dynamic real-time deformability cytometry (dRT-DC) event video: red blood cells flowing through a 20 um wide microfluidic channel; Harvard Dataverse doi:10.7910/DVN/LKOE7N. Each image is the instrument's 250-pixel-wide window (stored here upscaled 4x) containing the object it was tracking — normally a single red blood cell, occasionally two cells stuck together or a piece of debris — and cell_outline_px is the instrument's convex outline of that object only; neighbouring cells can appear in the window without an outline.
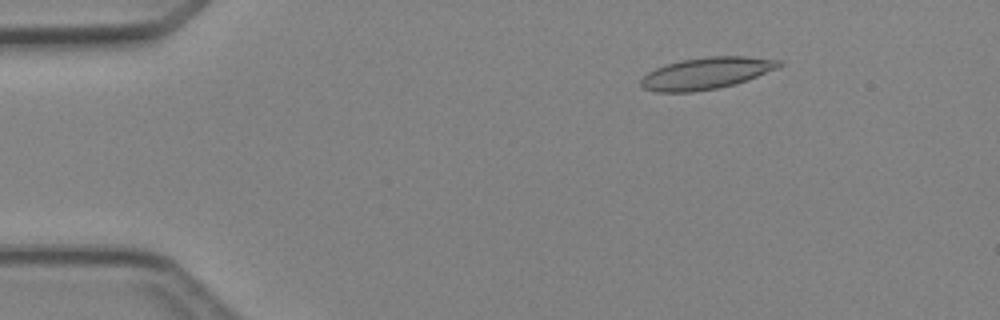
{"species": "Egyptian fruit bat (a non-hibernating species)", "species_latin": "Rousettus aegyptiacus", "temperature_condition": "cold", "stored_images_in_passage": 4, "camera_frame_rate_fps": 3000, "um_per_image_px": 0.085, "animal": {"sex": "female"}, "frame": {"image": 1, "passage_image": 2, "time_ms": 1.333, "image_size_px": [1000, 320], "cell_outline_px": [[784, 64], [780, 68], [748, 80], [736, 84], [720, 88], [692, 92], [656, 92], [644, 88], [640, 84], [640, 80], [648, 72], [656, 68], [680, 60], [708, 56], [744, 56], [784, 60]], "centroid_in_image_um": [60.11, 6.22], "position_along_channel_um": 24.9, "area_um2": 25.89}}
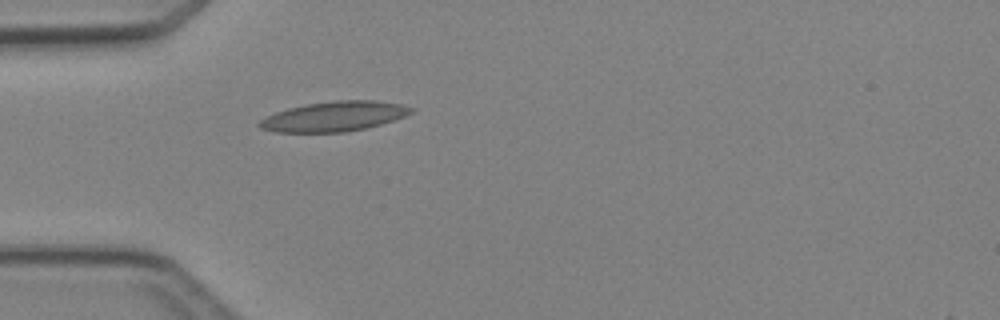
{"frame": {"image": 2, "passage_image": 4, "time_ms": 3.667, "image_size_px": [1000, 320], "cell_outline_px": [[416, 112], [380, 124], [364, 128], [344, 132], [276, 132], [260, 128], [256, 124], [260, 120], [276, 112], [288, 108], [304, 104], [336, 100], [376, 100], [404, 104], [416, 108]], "centroid_in_image_um": [28.44, 9.88], "position_along_channel_um": 56.6, "area_um2": 26.53}}